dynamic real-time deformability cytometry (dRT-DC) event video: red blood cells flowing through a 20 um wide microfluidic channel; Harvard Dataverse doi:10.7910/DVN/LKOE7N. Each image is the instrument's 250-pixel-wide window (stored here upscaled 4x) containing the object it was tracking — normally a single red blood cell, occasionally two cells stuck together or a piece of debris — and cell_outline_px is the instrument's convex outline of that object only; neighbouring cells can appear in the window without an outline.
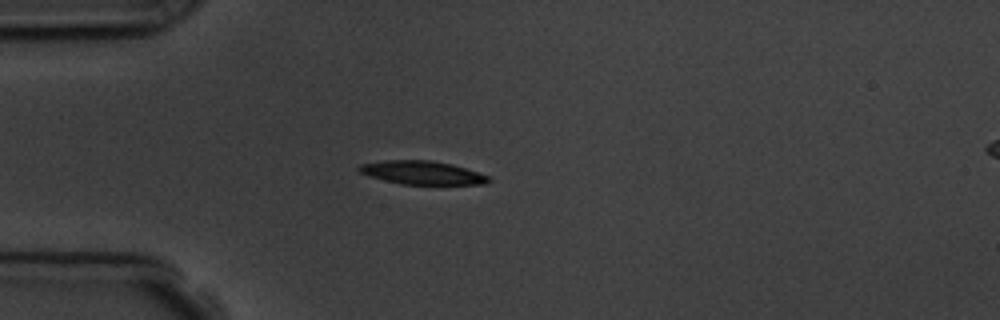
{"species": "common noctule bat (a hibernating species)", "species_latin": "Nyctalus noctula", "temperature_condition": "room temperature", "stored_images_in_passage": 5, "camera_frame_rate_fps": 3000, "um_per_image_px": 0.085, "animal": {"sex": "male", "body_mass_g": 19.5, "forearm_length_mm": 54.6}, "frame": {"image": 1, "passage_image": 4, "time_ms": 4.333, "image_size_px": [1000, 320], "cell_outline_px": [[492, 180], [484, 184], [400, 184], [368, 176], [360, 172], [356, 168], [360, 164], [384, 160], [432, 160], [452, 164], [488, 176]], "centroid_in_image_um": [35.83, 14.67], "position_along_channel_um": 49.2, "area_um2": 17.63}}